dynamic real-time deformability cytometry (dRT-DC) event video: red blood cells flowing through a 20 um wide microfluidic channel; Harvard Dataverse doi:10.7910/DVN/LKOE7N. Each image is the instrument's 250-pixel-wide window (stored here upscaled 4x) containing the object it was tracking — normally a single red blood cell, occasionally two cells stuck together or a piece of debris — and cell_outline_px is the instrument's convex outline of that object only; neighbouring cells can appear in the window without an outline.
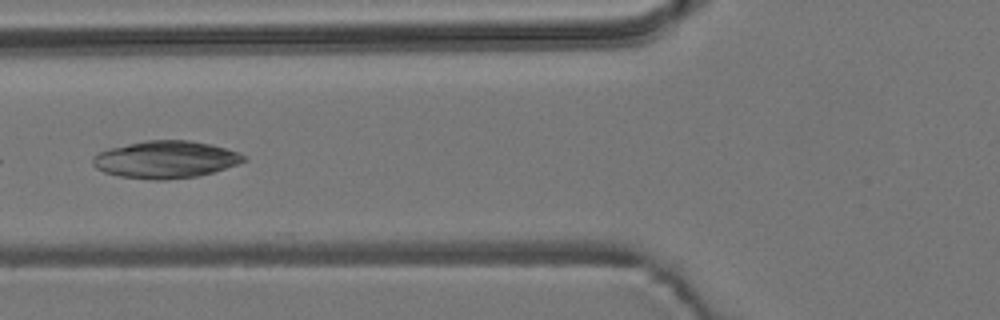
{"species": "common noctule bat (a hibernating species)", "species_latin": "Nyctalus noctula", "temperature_condition": "room temperature", "stored_images_in_passage": 9, "camera_frame_rate_fps": 3000, "um_per_image_px": 0.085, "animal": {"sex": "male", "body_mass_g": 19.2, "forearm_length_mm": 51.8}, "frame": {"image": 1, "passage_image": 6, "time_ms": 1.667, "image_size_px": [1000, 320], "cell_outline_px": [[248, 160], [200, 176], [164, 180], [152, 180], [120, 176], [104, 172], [96, 168], [92, 164], [92, 156], [108, 148], [144, 140], [188, 140], [212, 144], [240, 152], [248, 156]], "centroid_in_image_um": [14.09, 13.55], "position_along_channel_um": 111.7, "area_um2": 33.06}}
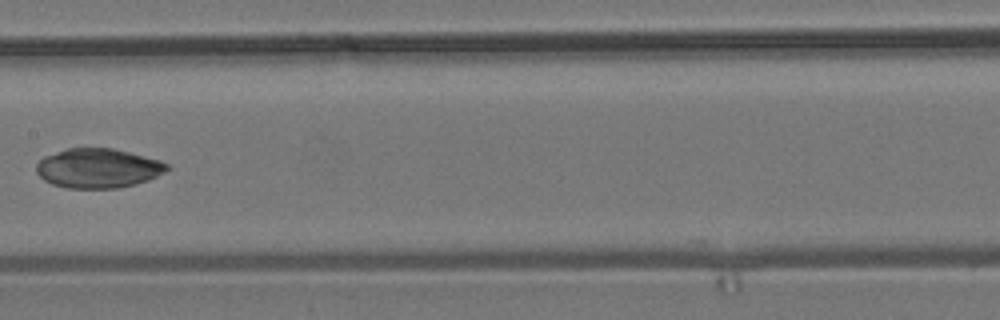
{"frame": {"image": 2, "passage_image": 8, "time_ms": 2.333, "image_size_px": [1000, 320], "cell_outline_px": [[172, 168], [148, 180], [116, 188], [68, 188], [52, 184], [44, 180], [36, 172], [36, 164], [44, 156], [68, 148], [112, 148], [160, 160], [168, 164]], "centroid_in_image_um": [8.32, 14.29], "position_along_channel_um": 199.1, "area_um2": 29.88}}
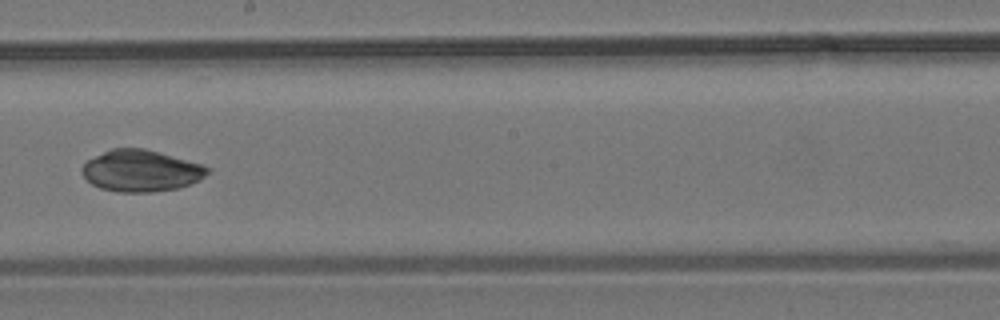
{"frame": {"image": 3, "passage_image": 9, "time_ms": 2.667, "image_size_px": [1000, 320], "cell_outline_px": [[208, 172], [200, 180], [176, 188], [152, 192], [120, 192], [100, 188], [92, 184], [80, 172], [80, 168], [88, 160], [112, 148], [144, 148], [200, 164], [208, 168]], "centroid_in_image_um": [11.94, 14.52], "position_along_channel_um": 236.3, "area_um2": 29.94}}